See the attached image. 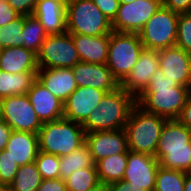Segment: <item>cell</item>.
<instances>
[{"label":"cell","mask_w":191,"mask_h":191,"mask_svg":"<svg viewBox=\"0 0 191 191\" xmlns=\"http://www.w3.org/2000/svg\"><path fill=\"white\" fill-rule=\"evenodd\" d=\"M190 95V87L178 85L166 78L158 67L148 87L136 98V104L144 111L167 120L177 119Z\"/></svg>","instance_id":"6da1fadb"},{"label":"cell","mask_w":191,"mask_h":191,"mask_svg":"<svg viewBox=\"0 0 191 191\" xmlns=\"http://www.w3.org/2000/svg\"><path fill=\"white\" fill-rule=\"evenodd\" d=\"M154 157L163 168L186 172L191 165V130L177 119L166 120Z\"/></svg>","instance_id":"7a4b0ae2"},{"label":"cell","mask_w":191,"mask_h":191,"mask_svg":"<svg viewBox=\"0 0 191 191\" xmlns=\"http://www.w3.org/2000/svg\"><path fill=\"white\" fill-rule=\"evenodd\" d=\"M135 105L136 98L119 87L105 93L82 127L86 133L123 129Z\"/></svg>","instance_id":"3957f363"},{"label":"cell","mask_w":191,"mask_h":191,"mask_svg":"<svg viewBox=\"0 0 191 191\" xmlns=\"http://www.w3.org/2000/svg\"><path fill=\"white\" fill-rule=\"evenodd\" d=\"M167 119L144 111L137 104L124 127L128 150L155 156L161 130Z\"/></svg>","instance_id":"277c9868"},{"label":"cell","mask_w":191,"mask_h":191,"mask_svg":"<svg viewBox=\"0 0 191 191\" xmlns=\"http://www.w3.org/2000/svg\"><path fill=\"white\" fill-rule=\"evenodd\" d=\"M85 134L81 124L65 118L45 122L38 133L39 151L58 157L70 154L85 143Z\"/></svg>","instance_id":"5b68a950"},{"label":"cell","mask_w":191,"mask_h":191,"mask_svg":"<svg viewBox=\"0 0 191 191\" xmlns=\"http://www.w3.org/2000/svg\"><path fill=\"white\" fill-rule=\"evenodd\" d=\"M66 32L101 36L110 34L112 27L92 0H71L66 6Z\"/></svg>","instance_id":"8992f818"},{"label":"cell","mask_w":191,"mask_h":191,"mask_svg":"<svg viewBox=\"0 0 191 191\" xmlns=\"http://www.w3.org/2000/svg\"><path fill=\"white\" fill-rule=\"evenodd\" d=\"M144 49L138 33H110L106 65L119 83L129 75Z\"/></svg>","instance_id":"52a82bcc"},{"label":"cell","mask_w":191,"mask_h":191,"mask_svg":"<svg viewBox=\"0 0 191 191\" xmlns=\"http://www.w3.org/2000/svg\"><path fill=\"white\" fill-rule=\"evenodd\" d=\"M179 13L161 6L138 32L146 50H160L174 46L177 40Z\"/></svg>","instance_id":"ba28073f"},{"label":"cell","mask_w":191,"mask_h":191,"mask_svg":"<svg viewBox=\"0 0 191 191\" xmlns=\"http://www.w3.org/2000/svg\"><path fill=\"white\" fill-rule=\"evenodd\" d=\"M80 62L70 33L47 35L37 55L39 69L72 68Z\"/></svg>","instance_id":"9c48e42d"},{"label":"cell","mask_w":191,"mask_h":191,"mask_svg":"<svg viewBox=\"0 0 191 191\" xmlns=\"http://www.w3.org/2000/svg\"><path fill=\"white\" fill-rule=\"evenodd\" d=\"M1 119L13 131L38 134L43 123L38 118L26 94L12 95L0 100Z\"/></svg>","instance_id":"30bf717a"},{"label":"cell","mask_w":191,"mask_h":191,"mask_svg":"<svg viewBox=\"0 0 191 191\" xmlns=\"http://www.w3.org/2000/svg\"><path fill=\"white\" fill-rule=\"evenodd\" d=\"M161 6L162 0H135L120 4L111 22L112 31L138 33Z\"/></svg>","instance_id":"8fae6325"},{"label":"cell","mask_w":191,"mask_h":191,"mask_svg":"<svg viewBox=\"0 0 191 191\" xmlns=\"http://www.w3.org/2000/svg\"><path fill=\"white\" fill-rule=\"evenodd\" d=\"M158 167L159 162L154 156L128 150L123 180L146 191H154Z\"/></svg>","instance_id":"7c38bea8"},{"label":"cell","mask_w":191,"mask_h":191,"mask_svg":"<svg viewBox=\"0 0 191 191\" xmlns=\"http://www.w3.org/2000/svg\"><path fill=\"white\" fill-rule=\"evenodd\" d=\"M85 143L95 164L108 156L125 153L128 150L124 128L86 133Z\"/></svg>","instance_id":"4fadbf2b"},{"label":"cell","mask_w":191,"mask_h":191,"mask_svg":"<svg viewBox=\"0 0 191 191\" xmlns=\"http://www.w3.org/2000/svg\"><path fill=\"white\" fill-rule=\"evenodd\" d=\"M162 74L178 85L191 88V54L174 45L158 50Z\"/></svg>","instance_id":"5bb4252c"},{"label":"cell","mask_w":191,"mask_h":191,"mask_svg":"<svg viewBox=\"0 0 191 191\" xmlns=\"http://www.w3.org/2000/svg\"><path fill=\"white\" fill-rule=\"evenodd\" d=\"M158 67V50L144 49L129 75L120 83V87L138 98L148 87Z\"/></svg>","instance_id":"9a60e30c"},{"label":"cell","mask_w":191,"mask_h":191,"mask_svg":"<svg viewBox=\"0 0 191 191\" xmlns=\"http://www.w3.org/2000/svg\"><path fill=\"white\" fill-rule=\"evenodd\" d=\"M71 69L78 87H92L106 93L120 87V83L106 64H91L80 61Z\"/></svg>","instance_id":"2e32d148"},{"label":"cell","mask_w":191,"mask_h":191,"mask_svg":"<svg viewBox=\"0 0 191 191\" xmlns=\"http://www.w3.org/2000/svg\"><path fill=\"white\" fill-rule=\"evenodd\" d=\"M105 91L92 87H78L63 103V118L83 124L105 95Z\"/></svg>","instance_id":"e0dca14e"},{"label":"cell","mask_w":191,"mask_h":191,"mask_svg":"<svg viewBox=\"0 0 191 191\" xmlns=\"http://www.w3.org/2000/svg\"><path fill=\"white\" fill-rule=\"evenodd\" d=\"M26 95L42 123L63 118V102L51 94L38 79L33 82Z\"/></svg>","instance_id":"ac0fdd59"},{"label":"cell","mask_w":191,"mask_h":191,"mask_svg":"<svg viewBox=\"0 0 191 191\" xmlns=\"http://www.w3.org/2000/svg\"><path fill=\"white\" fill-rule=\"evenodd\" d=\"M66 6L64 0H39L33 15L41 23L47 35L66 32Z\"/></svg>","instance_id":"d6986e66"},{"label":"cell","mask_w":191,"mask_h":191,"mask_svg":"<svg viewBox=\"0 0 191 191\" xmlns=\"http://www.w3.org/2000/svg\"><path fill=\"white\" fill-rule=\"evenodd\" d=\"M37 79L63 103L78 88L71 68L39 69Z\"/></svg>","instance_id":"ffe728a7"},{"label":"cell","mask_w":191,"mask_h":191,"mask_svg":"<svg viewBox=\"0 0 191 191\" xmlns=\"http://www.w3.org/2000/svg\"><path fill=\"white\" fill-rule=\"evenodd\" d=\"M71 36L80 61L91 64H106L110 34L101 36L71 34Z\"/></svg>","instance_id":"44dd1931"},{"label":"cell","mask_w":191,"mask_h":191,"mask_svg":"<svg viewBox=\"0 0 191 191\" xmlns=\"http://www.w3.org/2000/svg\"><path fill=\"white\" fill-rule=\"evenodd\" d=\"M5 150L19 166L33 163L39 152L38 134L13 131Z\"/></svg>","instance_id":"7402d4cb"},{"label":"cell","mask_w":191,"mask_h":191,"mask_svg":"<svg viewBox=\"0 0 191 191\" xmlns=\"http://www.w3.org/2000/svg\"><path fill=\"white\" fill-rule=\"evenodd\" d=\"M0 70L11 74L38 72L37 55L23 46L2 48Z\"/></svg>","instance_id":"603a6c76"},{"label":"cell","mask_w":191,"mask_h":191,"mask_svg":"<svg viewBox=\"0 0 191 191\" xmlns=\"http://www.w3.org/2000/svg\"><path fill=\"white\" fill-rule=\"evenodd\" d=\"M36 79L37 72L11 74L0 70V100L12 95L27 94Z\"/></svg>","instance_id":"cb8c5ba5"},{"label":"cell","mask_w":191,"mask_h":191,"mask_svg":"<svg viewBox=\"0 0 191 191\" xmlns=\"http://www.w3.org/2000/svg\"><path fill=\"white\" fill-rule=\"evenodd\" d=\"M128 159V150L125 153L108 156L95 165L100 183L110 184L123 180Z\"/></svg>","instance_id":"d4e9b609"},{"label":"cell","mask_w":191,"mask_h":191,"mask_svg":"<svg viewBox=\"0 0 191 191\" xmlns=\"http://www.w3.org/2000/svg\"><path fill=\"white\" fill-rule=\"evenodd\" d=\"M86 167H96L86 143L70 154L59 157V173L63 180L78 169Z\"/></svg>","instance_id":"484cf974"},{"label":"cell","mask_w":191,"mask_h":191,"mask_svg":"<svg viewBox=\"0 0 191 191\" xmlns=\"http://www.w3.org/2000/svg\"><path fill=\"white\" fill-rule=\"evenodd\" d=\"M22 35V46L38 55L47 34L33 14L25 16Z\"/></svg>","instance_id":"4316f807"},{"label":"cell","mask_w":191,"mask_h":191,"mask_svg":"<svg viewBox=\"0 0 191 191\" xmlns=\"http://www.w3.org/2000/svg\"><path fill=\"white\" fill-rule=\"evenodd\" d=\"M42 177L35 162L19 166L13 182L10 184L13 191H37L42 183Z\"/></svg>","instance_id":"83f0119b"},{"label":"cell","mask_w":191,"mask_h":191,"mask_svg":"<svg viewBox=\"0 0 191 191\" xmlns=\"http://www.w3.org/2000/svg\"><path fill=\"white\" fill-rule=\"evenodd\" d=\"M68 191H88L99 182L96 167L78 169L64 179Z\"/></svg>","instance_id":"f1b7e54d"},{"label":"cell","mask_w":191,"mask_h":191,"mask_svg":"<svg viewBox=\"0 0 191 191\" xmlns=\"http://www.w3.org/2000/svg\"><path fill=\"white\" fill-rule=\"evenodd\" d=\"M186 172L166 169L159 165L154 191H184Z\"/></svg>","instance_id":"f546056e"},{"label":"cell","mask_w":191,"mask_h":191,"mask_svg":"<svg viewBox=\"0 0 191 191\" xmlns=\"http://www.w3.org/2000/svg\"><path fill=\"white\" fill-rule=\"evenodd\" d=\"M25 16L20 15L5 26H0V49L6 47H22V32Z\"/></svg>","instance_id":"4dcf8cb0"},{"label":"cell","mask_w":191,"mask_h":191,"mask_svg":"<svg viewBox=\"0 0 191 191\" xmlns=\"http://www.w3.org/2000/svg\"><path fill=\"white\" fill-rule=\"evenodd\" d=\"M35 164L43 180L60 178L59 157L57 155L39 151Z\"/></svg>","instance_id":"1f68e13d"},{"label":"cell","mask_w":191,"mask_h":191,"mask_svg":"<svg viewBox=\"0 0 191 191\" xmlns=\"http://www.w3.org/2000/svg\"><path fill=\"white\" fill-rule=\"evenodd\" d=\"M175 45L191 54V12L179 13Z\"/></svg>","instance_id":"d6a6232c"},{"label":"cell","mask_w":191,"mask_h":191,"mask_svg":"<svg viewBox=\"0 0 191 191\" xmlns=\"http://www.w3.org/2000/svg\"><path fill=\"white\" fill-rule=\"evenodd\" d=\"M19 165L9 155L7 150L0 151V184H11Z\"/></svg>","instance_id":"836d02e7"},{"label":"cell","mask_w":191,"mask_h":191,"mask_svg":"<svg viewBox=\"0 0 191 191\" xmlns=\"http://www.w3.org/2000/svg\"><path fill=\"white\" fill-rule=\"evenodd\" d=\"M97 8L112 22L117 15L120 2L118 0H92Z\"/></svg>","instance_id":"e575fe53"},{"label":"cell","mask_w":191,"mask_h":191,"mask_svg":"<svg viewBox=\"0 0 191 191\" xmlns=\"http://www.w3.org/2000/svg\"><path fill=\"white\" fill-rule=\"evenodd\" d=\"M8 4L20 15H31L39 0H7Z\"/></svg>","instance_id":"d590c367"},{"label":"cell","mask_w":191,"mask_h":191,"mask_svg":"<svg viewBox=\"0 0 191 191\" xmlns=\"http://www.w3.org/2000/svg\"><path fill=\"white\" fill-rule=\"evenodd\" d=\"M18 14L9 4L7 0L0 1V26H5L18 18Z\"/></svg>","instance_id":"8d00e7d4"},{"label":"cell","mask_w":191,"mask_h":191,"mask_svg":"<svg viewBox=\"0 0 191 191\" xmlns=\"http://www.w3.org/2000/svg\"><path fill=\"white\" fill-rule=\"evenodd\" d=\"M162 5L176 13L191 12V0H162Z\"/></svg>","instance_id":"74e56055"},{"label":"cell","mask_w":191,"mask_h":191,"mask_svg":"<svg viewBox=\"0 0 191 191\" xmlns=\"http://www.w3.org/2000/svg\"><path fill=\"white\" fill-rule=\"evenodd\" d=\"M37 191H68L65 186V181L61 178L44 179L38 187Z\"/></svg>","instance_id":"f35d334b"},{"label":"cell","mask_w":191,"mask_h":191,"mask_svg":"<svg viewBox=\"0 0 191 191\" xmlns=\"http://www.w3.org/2000/svg\"><path fill=\"white\" fill-rule=\"evenodd\" d=\"M108 190L109 191H146L142 187L131 185L130 182H126L124 180L108 184Z\"/></svg>","instance_id":"ab89813d"},{"label":"cell","mask_w":191,"mask_h":191,"mask_svg":"<svg viewBox=\"0 0 191 191\" xmlns=\"http://www.w3.org/2000/svg\"><path fill=\"white\" fill-rule=\"evenodd\" d=\"M177 120L191 130V95L186 100V103L183 106L181 114Z\"/></svg>","instance_id":"60d3db41"},{"label":"cell","mask_w":191,"mask_h":191,"mask_svg":"<svg viewBox=\"0 0 191 191\" xmlns=\"http://www.w3.org/2000/svg\"><path fill=\"white\" fill-rule=\"evenodd\" d=\"M12 132V128L4 120L0 119V151L6 148Z\"/></svg>","instance_id":"b9f144b4"},{"label":"cell","mask_w":191,"mask_h":191,"mask_svg":"<svg viewBox=\"0 0 191 191\" xmlns=\"http://www.w3.org/2000/svg\"><path fill=\"white\" fill-rule=\"evenodd\" d=\"M88 191H109L108 184L98 183L95 187H93L92 189Z\"/></svg>","instance_id":"7bdbcfd3"},{"label":"cell","mask_w":191,"mask_h":191,"mask_svg":"<svg viewBox=\"0 0 191 191\" xmlns=\"http://www.w3.org/2000/svg\"><path fill=\"white\" fill-rule=\"evenodd\" d=\"M184 191H191V177L186 175L184 183Z\"/></svg>","instance_id":"ee69618b"},{"label":"cell","mask_w":191,"mask_h":191,"mask_svg":"<svg viewBox=\"0 0 191 191\" xmlns=\"http://www.w3.org/2000/svg\"><path fill=\"white\" fill-rule=\"evenodd\" d=\"M0 191H13L10 184H0Z\"/></svg>","instance_id":"f6af8a7d"},{"label":"cell","mask_w":191,"mask_h":191,"mask_svg":"<svg viewBox=\"0 0 191 191\" xmlns=\"http://www.w3.org/2000/svg\"><path fill=\"white\" fill-rule=\"evenodd\" d=\"M120 2V4H127V3H132L135 0H118Z\"/></svg>","instance_id":"bcb514c9"},{"label":"cell","mask_w":191,"mask_h":191,"mask_svg":"<svg viewBox=\"0 0 191 191\" xmlns=\"http://www.w3.org/2000/svg\"><path fill=\"white\" fill-rule=\"evenodd\" d=\"M186 175L188 177H191V165H190L189 169L186 171Z\"/></svg>","instance_id":"7dc6e473"}]
</instances>
